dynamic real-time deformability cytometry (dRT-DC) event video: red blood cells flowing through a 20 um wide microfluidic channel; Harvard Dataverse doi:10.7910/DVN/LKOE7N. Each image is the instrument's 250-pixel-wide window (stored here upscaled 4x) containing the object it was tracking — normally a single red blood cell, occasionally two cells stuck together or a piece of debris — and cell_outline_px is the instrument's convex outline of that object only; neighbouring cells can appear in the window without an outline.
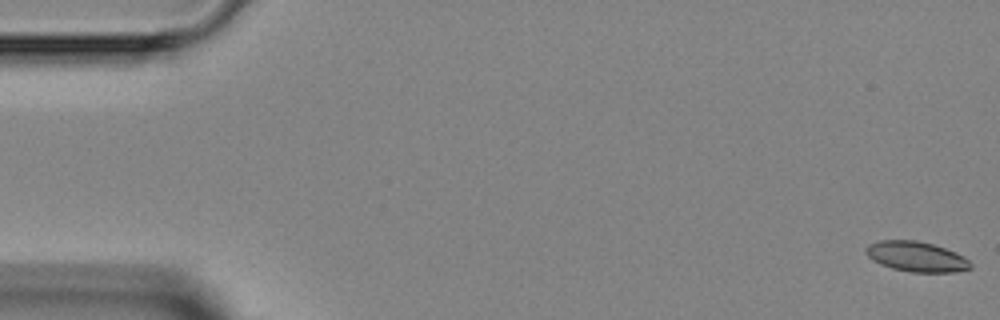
{"species": "Egyptian fruit bat (a non-hibernating species)", "species_latin": "Rousettus aegyptiacus", "temperature_condition": "room temperature", "stored_images_in_passage": 4, "camera_frame_rate_fps": 3000, "um_per_image_px": 0.085, "animal": {"sex": "female"}, "frame": {"image": 1, "passage_image": 1, "time_ms": 0.0, "image_size_px": [1000, 320], "cell_outline_px": [[972, 268], [956, 272], [912, 272], [892, 268], [880, 264], [872, 260], [864, 252], [864, 248], [868, 244], [880, 240], [916, 240], [932, 244], [956, 252], [964, 256], [972, 264]], "centroid_in_image_um": [77.87, 21.81], "position_along_channel_um": 7.1, "area_um2": 18.5}}